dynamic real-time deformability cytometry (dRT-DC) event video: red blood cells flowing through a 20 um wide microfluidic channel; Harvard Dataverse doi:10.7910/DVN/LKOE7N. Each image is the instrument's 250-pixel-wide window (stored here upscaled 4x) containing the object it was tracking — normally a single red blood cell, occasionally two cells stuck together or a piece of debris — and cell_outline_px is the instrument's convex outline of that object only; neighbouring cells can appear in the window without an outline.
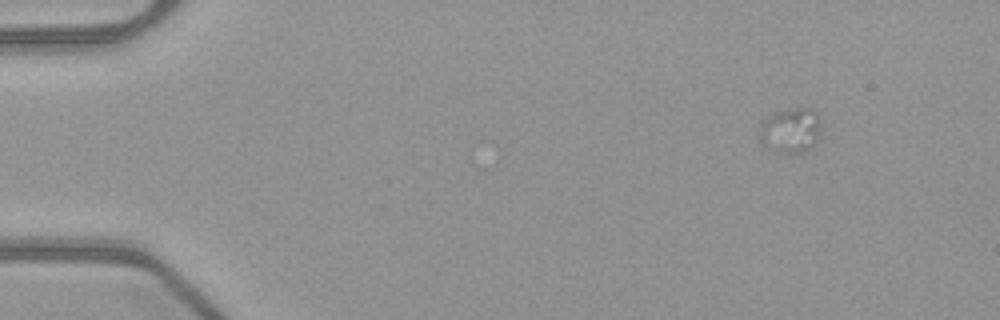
{"species": "common noctule bat (a hibernating species)", "species_latin": "Nyctalus noctula", "temperature_condition": "warm", "stored_images_in_passage": 49, "camera_frame_rate_fps": 3000, "um_per_image_px": 0.085, "animal": {"sex": "female", "body_mass_g": 21.9}, "frame": {"image": 1, "passage_image": 1, "time_ms": 0.0, "image_size_px": [1000, 320], "cell_outline_px": [[820, 136], [808, 152], [788, 156], [772, 152], [764, 148], [760, 144], [760, 120], [776, 112], [788, 108], [812, 108], [816, 112], [820, 120]], "centroid_in_image_um": [67.17, 11.15], "position_along_channel_um": 17.8, "area_um2": 17.22}}
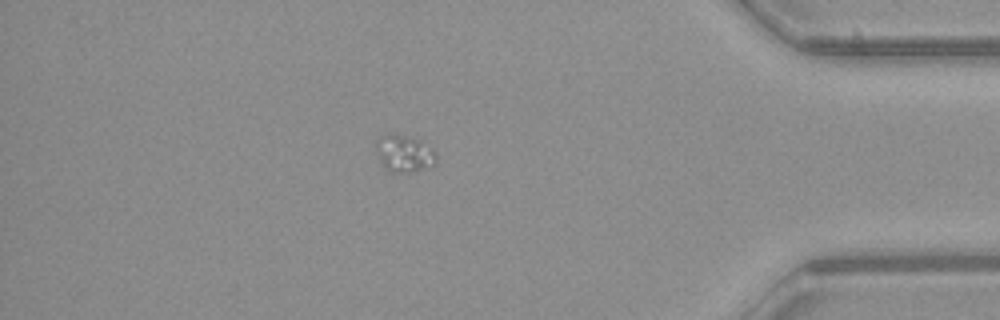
{"frame": {"image": 2, "passage_image": 42, "time_ms": 13.667, "image_size_px": [1000, 320], "cell_outline_px": [[436, 164], [408, 172], [388, 172], [384, 168], [376, 152], [376, 140], [380, 136], [404, 136], [420, 140], [432, 148], [436, 156]], "centroid_in_image_um": [34.34, 13.07], "position_along_channel_um": 400.9, "area_um2": 12.6}}